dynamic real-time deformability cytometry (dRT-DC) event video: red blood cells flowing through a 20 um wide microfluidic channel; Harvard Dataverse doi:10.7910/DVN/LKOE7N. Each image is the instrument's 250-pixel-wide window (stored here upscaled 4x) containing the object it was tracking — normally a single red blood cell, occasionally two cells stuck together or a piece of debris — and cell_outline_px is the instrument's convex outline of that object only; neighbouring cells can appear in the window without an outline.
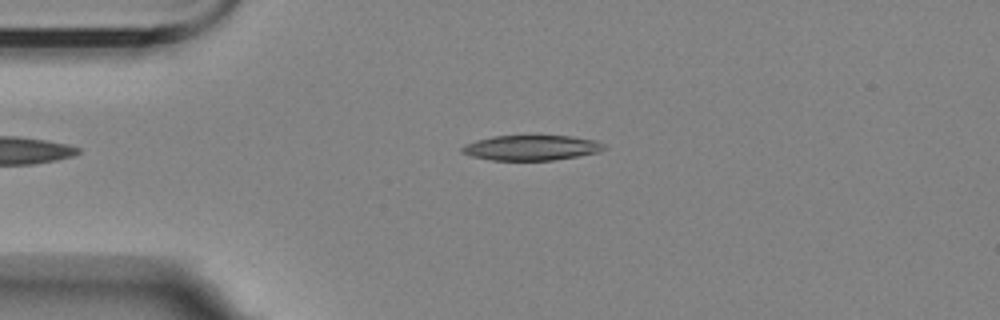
{"species": "Egyptian fruit bat (a non-hibernating species)", "species_latin": "Rousettus aegyptiacus", "temperature_condition": "room temperature", "stored_images_in_passage": 2, "camera_frame_rate_fps": 3000, "um_per_image_px": 0.085, "animal": {"sex": "female"}, "frame": {"image": 1, "passage_image": 1, "time_ms": 0.0, "image_size_px": [1000, 320], "cell_outline_px": [[608, 148], [596, 152], [576, 156], [552, 160], [492, 160], [472, 156], [460, 152], [460, 148], [464, 144], [476, 140], [492, 136], [572, 136], [596, 140], [604, 144]], "centroid_in_image_um": [45.14, 12.55], "position_along_channel_um": 39.9, "area_um2": 20.75}}